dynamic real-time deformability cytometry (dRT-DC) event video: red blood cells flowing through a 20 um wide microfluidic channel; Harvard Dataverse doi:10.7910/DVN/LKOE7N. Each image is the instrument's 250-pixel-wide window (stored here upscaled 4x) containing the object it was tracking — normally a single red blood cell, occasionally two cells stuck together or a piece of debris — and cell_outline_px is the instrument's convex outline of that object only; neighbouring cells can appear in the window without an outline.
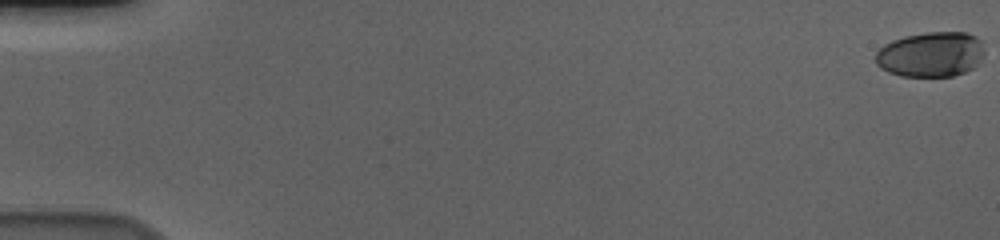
{"species": "human", "species_latin": "Homo sapiens", "temperature_condition": "cold", "stored_images_in_passage": 59, "camera_frame_rate_fps": 3000, "um_per_image_px": 0.085, "donor": {"sex": "male"}, "frame": {"image": 1, "passage_image": 1, "time_ms": 0.0, "image_size_px": [1000, 240], "cell_outline_px": [[984, 56], [972, 68], [964, 72], [952, 76], [900, 76], [888, 72], [880, 68], [876, 64], [876, 52], [884, 44], [892, 40], [904, 36], [928, 32], [964, 32], [976, 36], [984, 40]], "centroid_in_image_um": [79.14, 4.61], "position_along_channel_um": 5.9, "area_um2": 28.9}}
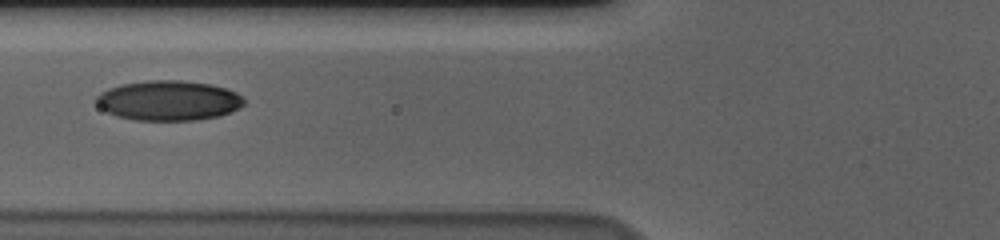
{"frame": {"image": 2, "passage_image": 25, "time_ms": 8.0, "image_size_px": [1000, 240], "cell_outline_px": [[244, 104], [240, 108], [220, 116], [196, 120], [136, 120], [116, 116], [100, 108], [96, 104], [96, 96], [100, 92], [108, 88], [120, 84], [148, 80], [180, 80], [208, 84], [224, 88], [236, 92], [244, 100]], "centroid_in_image_um": [14.3, 8.55], "position_along_channel_um": 111.5, "area_um2": 34.45}}
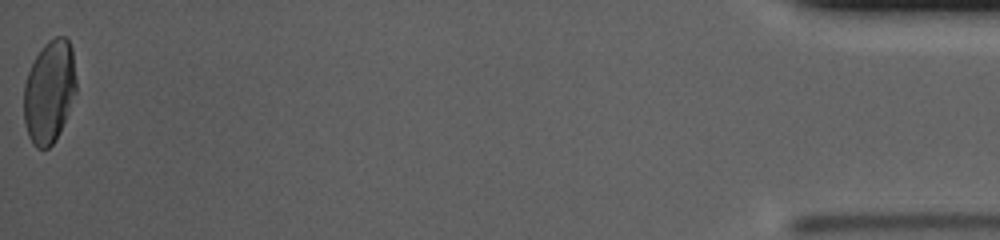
{"frame": {"image": 3, "passage_image": 59, "time_ms": 19.333, "image_size_px": [1000, 240], "cell_outline_px": [[76, 92], [60, 132], [56, 140], [48, 148], [36, 148], [32, 144], [28, 136], [24, 120], [24, 84], [28, 72], [36, 56], [44, 44], [48, 40], [56, 36], [64, 36], [68, 40], [72, 48], [76, 80]], "centroid_in_image_um": [4.19, 7.8], "position_along_channel_um": 431.0, "area_um2": 31.44}, "authors_computed_cell_mechanics": {"area_um2": 32.1368, "velocity_mm_per_s": 3.6373, "shape_relaxation_time_tau1_ms": 6.7223, "shape_relaxation_time_tau2_ms": 0.9292, "deformation_change_tau1": 0.2263, "deformation_change_tau2": 0.0353}}